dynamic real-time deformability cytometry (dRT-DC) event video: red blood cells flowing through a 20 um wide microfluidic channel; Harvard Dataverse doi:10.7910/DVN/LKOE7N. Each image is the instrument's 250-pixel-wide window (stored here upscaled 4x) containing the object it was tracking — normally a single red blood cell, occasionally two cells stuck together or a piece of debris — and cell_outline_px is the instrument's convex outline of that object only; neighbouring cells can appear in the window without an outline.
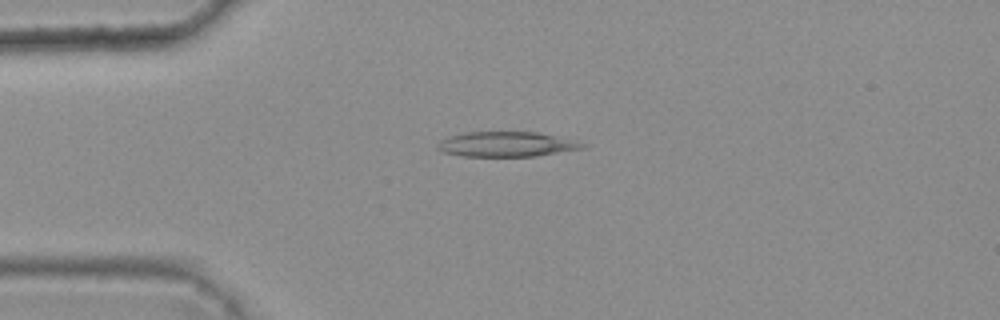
{"species": "common noctule bat (a hibernating species)", "species_latin": "Nyctalus noctula", "temperature_condition": "warm", "stored_images_in_passage": 4, "camera_frame_rate_fps": 3000, "um_per_image_px": 0.085, "animal": {"sex": "female", "body_mass_g": 25.1}, "frame": {"image": 1, "passage_image": 4, "time_ms": 1.0, "image_size_px": [1000, 320], "cell_outline_px": [[588, 144], [584, 148], [536, 156], [460, 156], [444, 152], [436, 148], [440, 140], [448, 136], [464, 132], [536, 132], [556, 136]], "centroid_in_image_um": [43.02, 12.26], "position_along_channel_um": 42.0, "area_um2": 21.04}}